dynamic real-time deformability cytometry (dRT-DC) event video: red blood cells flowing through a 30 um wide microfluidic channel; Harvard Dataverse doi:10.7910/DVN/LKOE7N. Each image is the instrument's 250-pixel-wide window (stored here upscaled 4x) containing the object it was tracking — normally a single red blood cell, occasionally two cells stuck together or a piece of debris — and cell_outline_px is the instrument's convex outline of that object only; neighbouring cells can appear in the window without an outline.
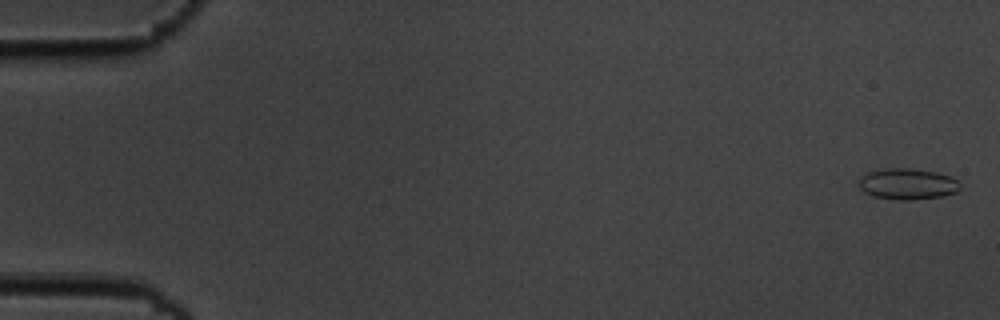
{"species": "common noctule bat (a hibernating species)", "species_latin": "Nyctalus noctula", "temperature_condition": "cold", "stored_images_in_passage": 55, "camera_frame_rate_fps": 3000, "um_per_image_px": 0.085, "animal": {"sex": "male", "body_mass_g": 19.5, "forearm_length_mm": 54.6}, "frame": {"image": 1, "passage_image": 2, "time_ms": 0.333, "image_size_px": [1000, 320], "cell_outline_px": [[960, 188], [956, 192], [944, 196], [908, 200], [896, 200], [872, 196], [864, 192], [860, 188], [860, 176], [868, 172], [884, 168], [912, 168], [936, 172], [952, 176], [960, 180]], "centroid_in_image_um": [77.17, 15.63], "position_along_channel_um": 7.8, "area_um2": 18.61}}
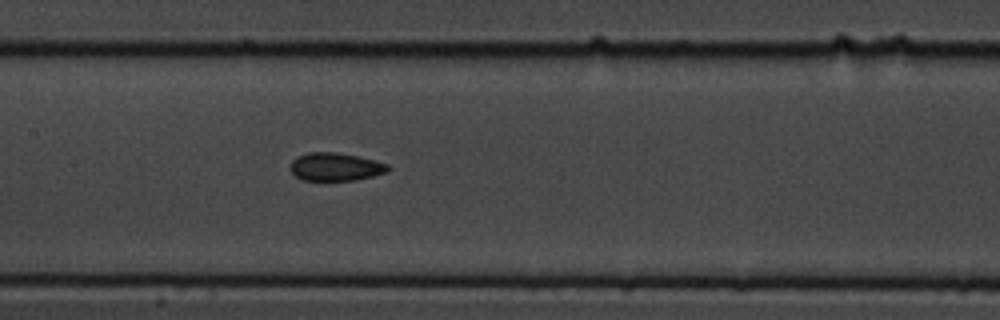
{"frame": {"image": 2, "passage_image": 28, "time_ms": 9.0, "image_size_px": [1000, 320], "cell_outline_px": [[392, 168], [388, 172], [356, 180], [300, 180], [292, 172], [292, 160], [296, 156], [308, 152], [336, 152], [356, 156], [388, 164]], "centroid_in_image_um": [28.52, 14.18], "position_along_channel_um": 178.9, "area_um2": 15.9}}
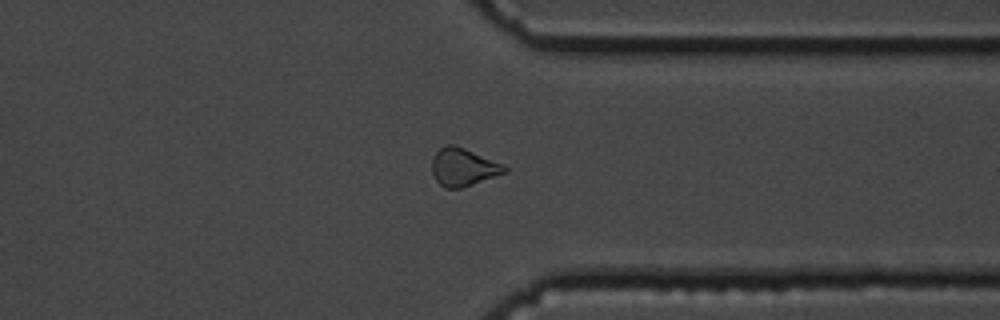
{"frame": {"image": 3, "passage_image": 44, "time_ms": 14.333, "image_size_px": [1000, 320], "cell_outline_px": [[508, 172], [460, 188], [444, 188], [436, 180], [432, 172], [432, 160], [436, 152], [440, 148], [448, 144], [456, 144], [504, 164], [508, 168]], "centroid_in_image_um": [39.39, 14.19], "position_along_channel_um": 372.0, "area_um2": 16.07}, "authors_computed_cell_mechanics": {"area_um2": 16.7042, "velocity_mm_per_s": 3.6506, "shape_relaxation_time_tau1_ms": 9.8641, "shape_relaxation_time_tau2_ms": 2.471, "deformation_change_tau1": 0.1234, "deformation_change_tau2": 0.059}}